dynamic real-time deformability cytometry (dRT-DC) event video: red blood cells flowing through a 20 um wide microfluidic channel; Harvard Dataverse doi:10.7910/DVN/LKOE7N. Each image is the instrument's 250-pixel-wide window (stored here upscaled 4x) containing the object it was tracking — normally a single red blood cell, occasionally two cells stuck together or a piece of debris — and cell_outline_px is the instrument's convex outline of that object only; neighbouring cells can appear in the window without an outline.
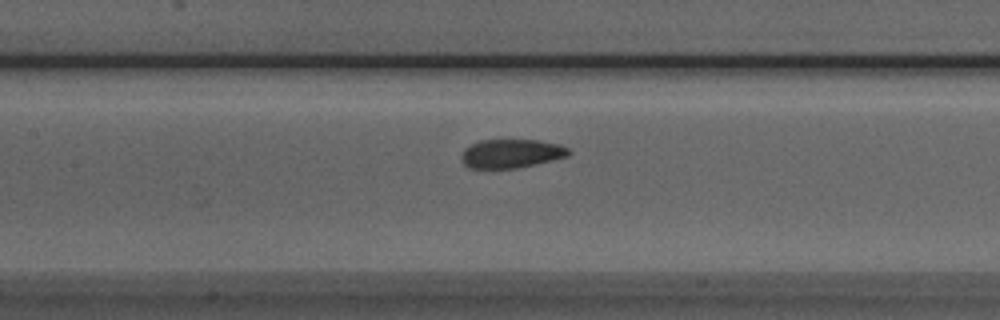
{"species": "Egyptian fruit bat (a non-hibernating species)", "species_latin": "Rousettus aegyptiacus", "temperature_condition": "room temperature", "stored_images_in_passage": 40, "camera_frame_rate_fps": 3000, "um_per_image_px": 0.085, "animal": {"sex": "male"}, "frame": {"image": 1, "passage_image": 12, "time_ms": 3.667, "image_size_px": [1000, 320], "cell_outline_px": [[572, 152], [568, 156], [552, 160], [516, 168], [468, 168], [460, 160], [460, 156], [464, 148], [480, 140], [536, 140], [560, 144], [568, 148]], "centroid_in_image_um": [43.43, 13.05], "position_along_channel_um": 164.0, "area_um2": 18.03}}
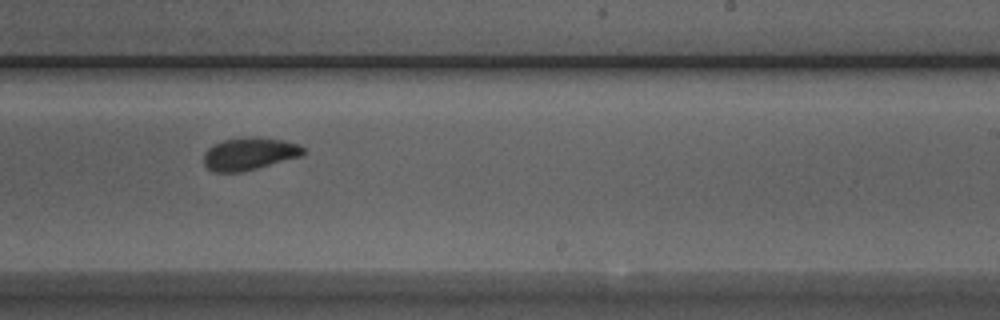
{"frame": {"image": 2, "passage_image": 20, "time_ms": 6.333, "image_size_px": [1000, 320], "cell_outline_px": [[304, 152], [300, 156], [256, 168], [240, 172], [212, 172], [204, 164], [204, 152], [212, 144], [224, 140], [244, 136], [256, 136], [284, 140], [300, 144], [304, 148]], "centroid_in_image_um": [21.17, 13.05], "position_along_channel_um": 267.8, "area_um2": 18.96}}
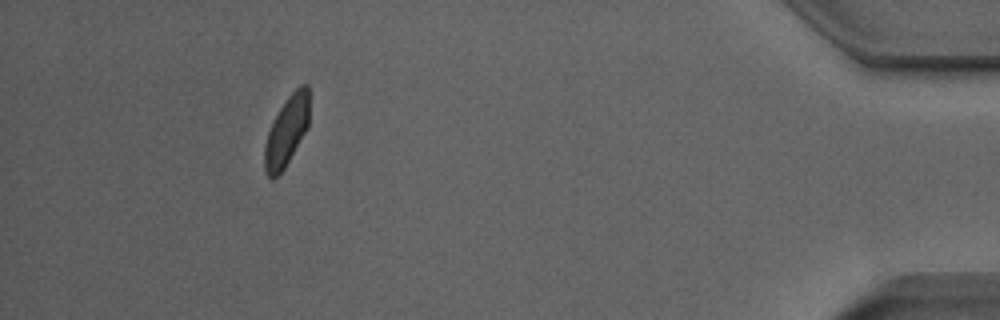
{"frame": {"image": 3, "passage_image": 36, "time_ms": 11.667, "image_size_px": [1000, 320], "cell_outline_px": [[308, 128], [284, 168], [272, 180], [264, 172], [264, 144], [268, 132], [280, 108], [288, 96], [300, 84], [308, 84]], "centroid_in_image_um": [24.35, 11.16], "position_along_channel_um": 410.8, "area_um2": 17.98}, "authors_computed_cell_mechanics": {"area_um2": 18.9584, "velocity_mm_per_s": 3.9125, "shape_relaxation_time_tau1_ms": 4.1846, "shape_relaxation_time_tau2_ms": 2.1183, "deformation_change_tau1": 0.1086, "deformation_change_tau2": 0.0464}}